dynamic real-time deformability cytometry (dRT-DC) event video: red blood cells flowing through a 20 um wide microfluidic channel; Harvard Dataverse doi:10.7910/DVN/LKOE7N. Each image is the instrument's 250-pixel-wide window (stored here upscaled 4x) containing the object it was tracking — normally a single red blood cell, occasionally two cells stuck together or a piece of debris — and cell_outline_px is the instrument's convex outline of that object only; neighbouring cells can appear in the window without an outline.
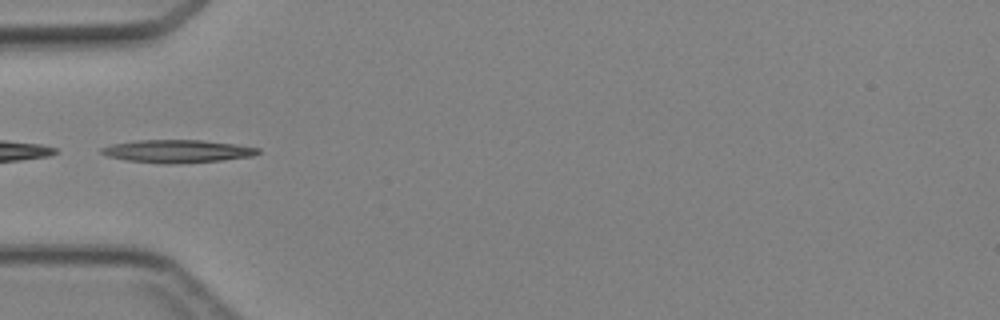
{"species": "Egyptian fruit bat (a non-hibernating species)", "species_latin": "Rousettus aegyptiacus", "temperature_condition": "cold", "stored_images_in_passage": 30, "camera_frame_rate_fps": 3000, "um_per_image_px": 0.085, "animal": {"sex": "female"}, "frame": {"image": 1, "passage_image": 1, "time_ms": 0.0, "image_size_px": [1000, 320], "cell_outline_px": [[260, 152], [252, 156], [220, 160], [168, 164], [164, 164], [124, 160], [108, 156], [100, 152], [100, 148], [112, 144], [136, 140], [200, 140], [232, 144], [260, 148]], "centroid_in_image_um": [15.02, 12.85], "position_along_channel_um": 70.0, "area_um2": 20.63}}
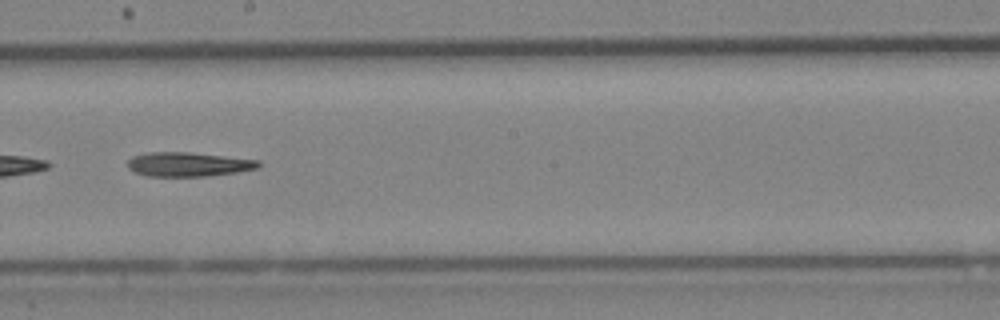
{"frame": {"image": 2, "passage_image": 12, "time_ms": 3.667, "image_size_px": [1000, 320], "cell_outline_px": [[260, 164], [256, 168], [236, 172], [208, 176], [148, 176], [136, 172], [128, 168], [128, 160], [132, 156], [148, 152], [188, 152], [260, 160]], "centroid_in_image_um": [15.98, 13.96], "position_along_channel_um": 232.2, "area_um2": 18.32}}
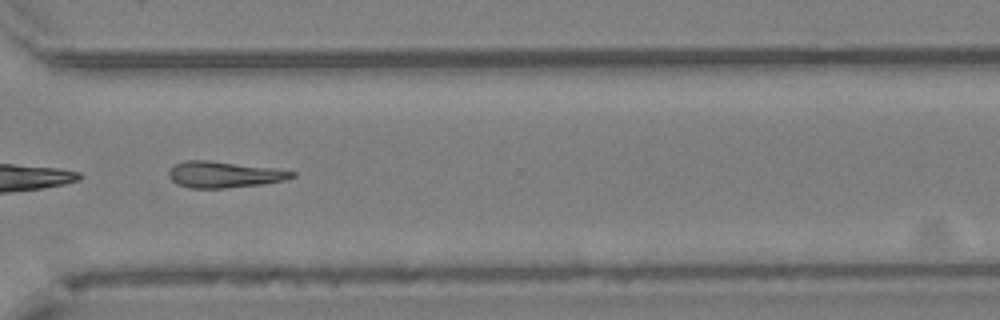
{"frame": {"image": 3, "passage_image": 20, "time_ms": 6.333, "image_size_px": [1000, 320], "cell_outline_px": [[296, 176], [284, 180], [264, 184], [224, 188], [188, 188], [176, 184], [168, 176], [168, 172], [176, 164], [184, 160], [208, 160], [276, 168], [296, 172]], "centroid_in_image_um": [19.05, 14.83], "position_along_channel_um": 351.5, "area_um2": 18.96}}